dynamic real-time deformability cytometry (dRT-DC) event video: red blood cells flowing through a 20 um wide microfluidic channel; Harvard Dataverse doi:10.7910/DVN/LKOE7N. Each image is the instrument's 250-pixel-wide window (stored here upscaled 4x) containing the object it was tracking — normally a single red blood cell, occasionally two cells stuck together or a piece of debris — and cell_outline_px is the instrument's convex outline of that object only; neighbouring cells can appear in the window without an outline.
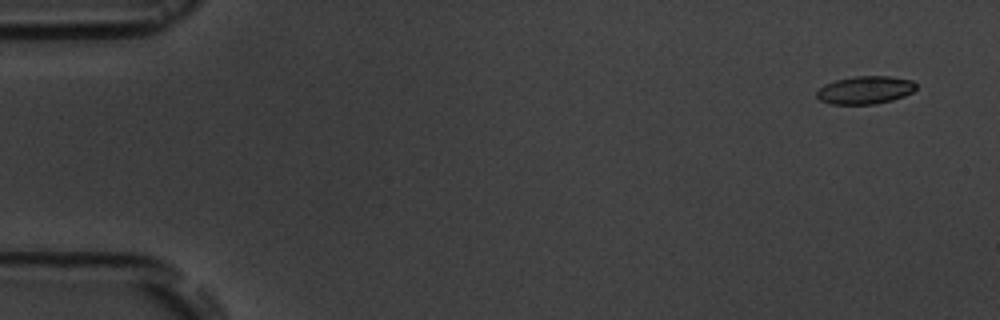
{"species": "common noctule bat (a hibernating species)", "species_latin": "Nyctalus noctula", "temperature_condition": "room temperature", "stored_images_in_passage": 6, "camera_frame_rate_fps": 3000, "um_per_image_px": 0.085, "animal": {"sex": "male", "body_mass_g": 19.5, "forearm_length_mm": 54.6}, "frame": {"image": 1, "passage_image": 1, "time_ms": 0.0, "image_size_px": [1000, 320], "cell_outline_px": [[916, 88], [912, 92], [904, 96], [892, 100], [876, 104], [832, 104], [820, 100], [816, 96], [816, 92], [824, 84], [836, 80], [852, 76], [888, 76], [912, 80], [916, 84]], "centroid_in_image_um": [73.53, 7.65], "position_along_channel_um": 11.5, "area_um2": 16.18}}
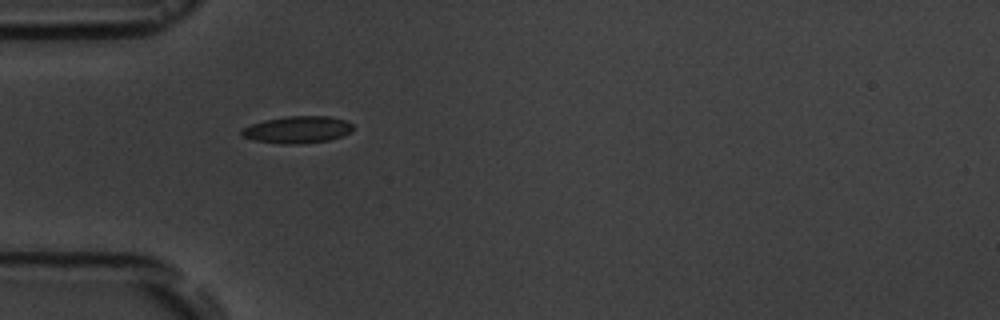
{"frame": {"image": 2, "passage_image": 5, "time_ms": 4.667, "image_size_px": [1000, 320], "cell_outline_px": [[352, 132], [344, 136], [328, 140], [300, 144], [280, 144], [252, 140], [240, 136], [240, 132], [244, 128], [252, 124], [264, 120], [288, 116], [328, 116], [344, 120], [352, 124]], "centroid_in_image_um": [25.27, 11.03], "position_along_channel_um": 59.7, "area_um2": 17.63}}
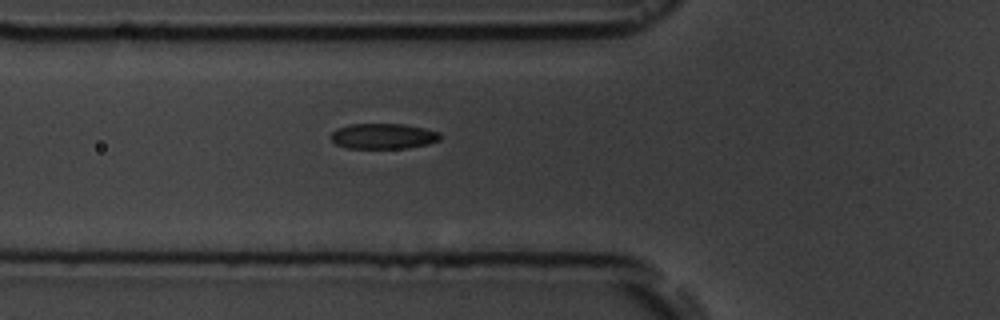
{"frame": {"image": 3, "passage_image": 6, "time_ms": 5.667, "image_size_px": [1000, 320], "cell_outline_px": [[440, 140], [428, 144], [408, 148], [348, 148], [336, 144], [328, 136], [336, 128], [348, 124], [404, 124], [424, 128], [440, 132]], "centroid_in_image_um": [32.55, 11.57], "position_along_channel_um": 93.2, "area_um2": 16.36}}